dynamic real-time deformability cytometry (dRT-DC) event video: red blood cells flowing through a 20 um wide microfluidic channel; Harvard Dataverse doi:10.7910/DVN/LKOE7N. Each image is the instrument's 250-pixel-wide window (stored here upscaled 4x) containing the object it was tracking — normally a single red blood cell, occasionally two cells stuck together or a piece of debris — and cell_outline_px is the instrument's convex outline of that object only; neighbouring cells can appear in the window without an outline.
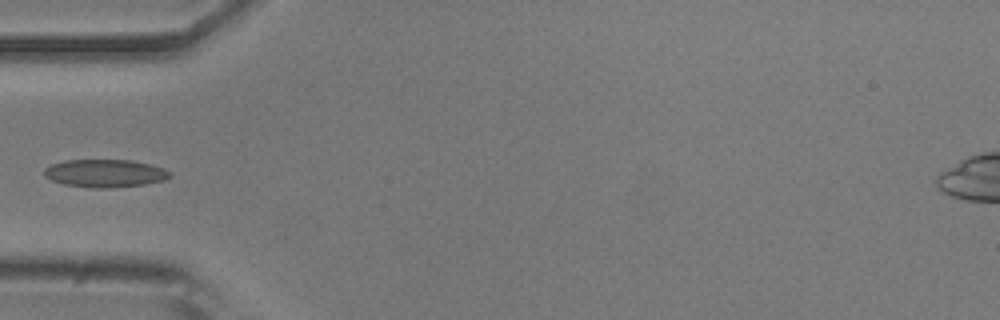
{"species": "common noctule bat (a hibernating species)", "species_latin": "Nyctalus noctula", "temperature_condition": "room temperature", "stored_images_in_passage": 36, "camera_frame_rate_fps": 3000, "um_per_image_px": 0.085, "animal": {"sex": "male", "body_mass_g": 20.5, "forearm_length_mm": 52.5}, "frame": {"image": 1, "passage_image": 1, "time_ms": 0.0, "image_size_px": [1000, 320], "cell_outline_px": [[172, 176], [164, 180], [144, 184], [108, 188], [92, 188], [64, 184], [52, 180], [44, 176], [44, 168], [52, 164], [64, 160], [132, 160], [164, 168], [172, 172]], "centroid_in_image_um": [8.93, 14.73], "position_along_channel_um": 76.1, "area_um2": 20.4}}
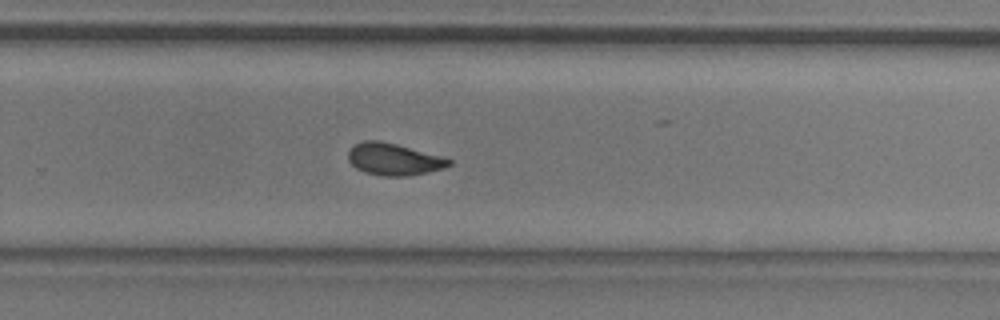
{"frame": {"image": 2, "passage_image": 18, "time_ms": 5.667, "image_size_px": [1000, 320], "cell_outline_px": [[452, 164], [444, 168], [428, 172], [404, 176], [384, 176], [364, 172], [356, 168], [348, 160], [348, 152], [352, 144], [364, 140], [380, 140], [444, 156], [452, 160]], "centroid_in_image_um": [33.47, 13.52], "position_along_channel_um": 296.3, "area_um2": 18.96}}
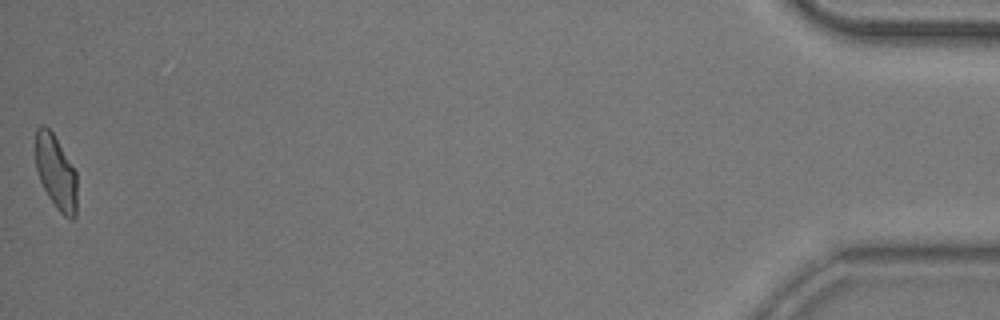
{"frame": {"image": 3, "passage_image": 36, "time_ms": 11.667, "image_size_px": [1000, 320], "cell_outline_px": [[76, 216], [72, 220], [64, 216], [56, 208], [48, 196], [40, 180], [36, 168], [36, 128], [40, 124], [44, 124], [52, 132], [76, 172]], "centroid_in_image_um": [4.75, 14.65], "position_along_channel_um": 430.5, "area_um2": 17.74}}